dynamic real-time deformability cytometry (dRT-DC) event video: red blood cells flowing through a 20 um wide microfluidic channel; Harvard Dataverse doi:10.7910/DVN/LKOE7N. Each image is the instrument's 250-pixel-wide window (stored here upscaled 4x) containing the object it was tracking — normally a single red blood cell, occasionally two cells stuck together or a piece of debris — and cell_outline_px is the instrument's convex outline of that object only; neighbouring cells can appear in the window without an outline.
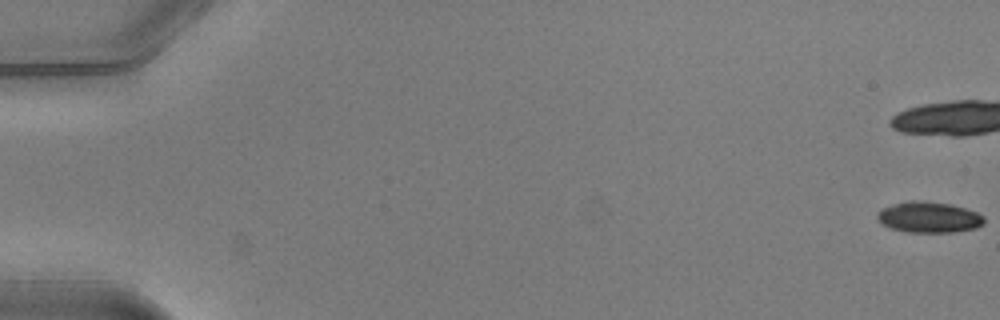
{"species": "common noctule bat (a hibernating species)", "species_latin": "Nyctalus noctula", "temperature_condition": "warm", "stored_images_in_passage": 21, "camera_frame_rate_fps": 3000, "um_per_image_px": 0.085, "animal": {"sex": "male", "body_mass_g": 20.5, "forearm_length_mm": 52.5}, "frame": {"image": 1, "passage_image": 1, "time_ms": 0.0, "image_size_px": [1000, 320], "cell_outline_px": [[984, 224], [976, 228], [952, 232], [908, 232], [892, 228], [880, 224], [876, 216], [876, 212], [884, 208], [896, 204], [912, 200], [924, 200], [952, 204], [976, 212], [984, 216]], "centroid_in_image_um": [78.96, 18.46], "position_along_channel_um": 6.0, "area_um2": 19.25}}